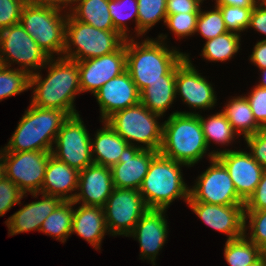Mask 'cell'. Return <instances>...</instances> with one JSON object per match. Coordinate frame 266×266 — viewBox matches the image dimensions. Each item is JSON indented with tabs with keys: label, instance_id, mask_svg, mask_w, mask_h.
Segmentation results:
<instances>
[{
	"label": "cell",
	"instance_id": "obj_51",
	"mask_svg": "<svg viewBox=\"0 0 266 266\" xmlns=\"http://www.w3.org/2000/svg\"><path fill=\"white\" fill-rule=\"evenodd\" d=\"M260 72L262 73V79L261 82H259L260 84H258L257 86L261 87V88H265L266 89V68L260 70Z\"/></svg>",
	"mask_w": 266,
	"mask_h": 266
},
{
	"label": "cell",
	"instance_id": "obj_17",
	"mask_svg": "<svg viewBox=\"0 0 266 266\" xmlns=\"http://www.w3.org/2000/svg\"><path fill=\"white\" fill-rule=\"evenodd\" d=\"M158 153L135 144L128 145L121 153L119 163L110 168L114 187L139 190L152 159Z\"/></svg>",
	"mask_w": 266,
	"mask_h": 266
},
{
	"label": "cell",
	"instance_id": "obj_32",
	"mask_svg": "<svg viewBox=\"0 0 266 266\" xmlns=\"http://www.w3.org/2000/svg\"><path fill=\"white\" fill-rule=\"evenodd\" d=\"M198 115L208 147L211 140H213V142L215 141V144L217 143L221 145H228L233 142L237 134L234 132L230 122L222 111L215 113L212 116H208L207 119L200 114Z\"/></svg>",
	"mask_w": 266,
	"mask_h": 266
},
{
	"label": "cell",
	"instance_id": "obj_19",
	"mask_svg": "<svg viewBox=\"0 0 266 266\" xmlns=\"http://www.w3.org/2000/svg\"><path fill=\"white\" fill-rule=\"evenodd\" d=\"M192 211L208 226L227 235V240L244 235V205H216L187 202Z\"/></svg>",
	"mask_w": 266,
	"mask_h": 266
},
{
	"label": "cell",
	"instance_id": "obj_45",
	"mask_svg": "<svg viewBox=\"0 0 266 266\" xmlns=\"http://www.w3.org/2000/svg\"><path fill=\"white\" fill-rule=\"evenodd\" d=\"M204 0H166L167 14L199 13Z\"/></svg>",
	"mask_w": 266,
	"mask_h": 266
},
{
	"label": "cell",
	"instance_id": "obj_9",
	"mask_svg": "<svg viewBox=\"0 0 266 266\" xmlns=\"http://www.w3.org/2000/svg\"><path fill=\"white\" fill-rule=\"evenodd\" d=\"M49 59L20 23L0 31V60L3 66L11 67L15 62L21 70L32 74L37 69L46 68Z\"/></svg>",
	"mask_w": 266,
	"mask_h": 266
},
{
	"label": "cell",
	"instance_id": "obj_5",
	"mask_svg": "<svg viewBox=\"0 0 266 266\" xmlns=\"http://www.w3.org/2000/svg\"><path fill=\"white\" fill-rule=\"evenodd\" d=\"M160 152L152 159L139 192L149 209H167L176 198L189 200V188L183 180L181 166Z\"/></svg>",
	"mask_w": 266,
	"mask_h": 266
},
{
	"label": "cell",
	"instance_id": "obj_14",
	"mask_svg": "<svg viewBox=\"0 0 266 266\" xmlns=\"http://www.w3.org/2000/svg\"><path fill=\"white\" fill-rule=\"evenodd\" d=\"M210 159L217 157L226 167L237 194L246 202L255 192L264 168L252 157L250 152L241 150H219L207 154Z\"/></svg>",
	"mask_w": 266,
	"mask_h": 266
},
{
	"label": "cell",
	"instance_id": "obj_35",
	"mask_svg": "<svg viewBox=\"0 0 266 266\" xmlns=\"http://www.w3.org/2000/svg\"><path fill=\"white\" fill-rule=\"evenodd\" d=\"M109 13L113 21L114 28L125 38H131L128 36L126 26V20L135 19L136 32H137V21H138V4L137 0H109L108 3Z\"/></svg>",
	"mask_w": 266,
	"mask_h": 266
},
{
	"label": "cell",
	"instance_id": "obj_8",
	"mask_svg": "<svg viewBox=\"0 0 266 266\" xmlns=\"http://www.w3.org/2000/svg\"><path fill=\"white\" fill-rule=\"evenodd\" d=\"M160 117L140 102L114 113L106 122L129 145L135 141L143 144L139 145L142 149L159 152L163 139V124L157 121Z\"/></svg>",
	"mask_w": 266,
	"mask_h": 266
},
{
	"label": "cell",
	"instance_id": "obj_31",
	"mask_svg": "<svg viewBox=\"0 0 266 266\" xmlns=\"http://www.w3.org/2000/svg\"><path fill=\"white\" fill-rule=\"evenodd\" d=\"M240 34L225 32L206 40L201 55L208 61L230 60L240 49Z\"/></svg>",
	"mask_w": 266,
	"mask_h": 266
},
{
	"label": "cell",
	"instance_id": "obj_26",
	"mask_svg": "<svg viewBox=\"0 0 266 266\" xmlns=\"http://www.w3.org/2000/svg\"><path fill=\"white\" fill-rule=\"evenodd\" d=\"M176 65L164 76L140 92V102L152 113L163 116L176 98Z\"/></svg>",
	"mask_w": 266,
	"mask_h": 266
},
{
	"label": "cell",
	"instance_id": "obj_7",
	"mask_svg": "<svg viewBox=\"0 0 266 266\" xmlns=\"http://www.w3.org/2000/svg\"><path fill=\"white\" fill-rule=\"evenodd\" d=\"M60 12L55 8L30 3L24 5L20 17L21 26L50 58H54V53L62 57L65 47L68 14L63 16Z\"/></svg>",
	"mask_w": 266,
	"mask_h": 266
},
{
	"label": "cell",
	"instance_id": "obj_16",
	"mask_svg": "<svg viewBox=\"0 0 266 266\" xmlns=\"http://www.w3.org/2000/svg\"><path fill=\"white\" fill-rule=\"evenodd\" d=\"M175 93L194 109H211L216 104V95L211 83L195 69L189 57L176 64Z\"/></svg>",
	"mask_w": 266,
	"mask_h": 266
},
{
	"label": "cell",
	"instance_id": "obj_2",
	"mask_svg": "<svg viewBox=\"0 0 266 266\" xmlns=\"http://www.w3.org/2000/svg\"><path fill=\"white\" fill-rule=\"evenodd\" d=\"M166 38V35L161 34L158 40L146 38L141 43L135 42L132 37L125 40L126 70L139 92L153 82L164 81V76L184 56L189 57L186 53L165 46L163 40Z\"/></svg>",
	"mask_w": 266,
	"mask_h": 266
},
{
	"label": "cell",
	"instance_id": "obj_20",
	"mask_svg": "<svg viewBox=\"0 0 266 266\" xmlns=\"http://www.w3.org/2000/svg\"><path fill=\"white\" fill-rule=\"evenodd\" d=\"M166 209H149L135 225L128 237L133 236L140 244L141 259L151 260L156 265V256L164 246L168 235Z\"/></svg>",
	"mask_w": 266,
	"mask_h": 266
},
{
	"label": "cell",
	"instance_id": "obj_48",
	"mask_svg": "<svg viewBox=\"0 0 266 266\" xmlns=\"http://www.w3.org/2000/svg\"><path fill=\"white\" fill-rule=\"evenodd\" d=\"M34 4L51 7L62 11L63 8H67L71 11L72 5L68 0H36Z\"/></svg>",
	"mask_w": 266,
	"mask_h": 266
},
{
	"label": "cell",
	"instance_id": "obj_4",
	"mask_svg": "<svg viewBox=\"0 0 266 266\" xmlns=\"http://www.w3.org/2000/svg\"><path fill=\"white\" fill-rule=\"evenodd\" d=\"M69 116L62 110L30 104L4 151H52L57 134Z\"/></svg>",
	"mask_w": 266,
	"mask_h": 266
},
{
	"label": "cell",
	"instance_id": "obj_43",
	"mask_svg": "<svg viewBox=\"0 0 266 266\" xmlns=\"http://www.w3.org/2000/svg\"><path fill=\"white\" fill-rule=\"evenodd\" d=\"M253 159L266 170V127L244 139Z\"/></svg>",
	"mask_w": 266,
	"mask_h": 266
},
{
	"label": "cell",
	"instance_id": "obj_23",
	"mask_svg": "<svg viewBox=\"0 0 266 266\" xmlns=\"http://www.w3.org/2000/svg\"><path fill=\"white\" fill-rule=\"evenodd\" d=\"M78 179V170L69 167L51 154L45 169L40 194L57 196L63 201H73L77 192L71 195L69 192L78 188Z\"/></svg>",
	"mask_w": 266,
	"mask_h": 266
},
{
	"label": "cell",
	"instance_id": "obj_21",
	"mask_svg": "<svg viewBox=\"0 0 266 266\" xmlns=\"http://www.w3.org/2000/svg\"><path fill=\"white\" fill-rule=\"evenodd\" d=\"M114 188L111 169L92 163L84 170L79 171L77 189L80 192L76 193L73 202L74 204L82 203L86 206L103 207Z\"/></svg>",
	"mask_w": 266,
	"mask_h": 266
},
{
	"label": "cell",
	"instance_id": "obj_10",
	"mask_svg": "<svg viewBox=\"0 0 266 266\" xmlns=\"http://www.w3.org/2000/svg\"><path fill=\"white\" fill-rule=\"evenodd\" d=\"M148 210L139 190L114 188L103 206L108 234L128 237Z\"/></svg>",
	"mask_w": 266,
	"mask_h": 266
},
{
	"label": "cell",
	"instance_id": "obj_56",
	"mask_svg": "<svg viewBox=\"0 0 266 266\" xmlns=\"http://www.w3.org/2000/svg\"><path fill=\"white\" fill-rule=\"evenodd\" d=\"M258 2H266V0H257Z\"/></svg>",
	"mask_w": 266,
	"mask_h": 266
},
{
	"label": "cell",
	"instance_id": "obj_28",
	"mask_svg": "<svg viewBox=\"0 0 266 266\" xmlns=\"http://www.w3.org/2000/svg\"><path fill=\"white\" fill-rule=\"evenodd\" d=\"M78 3V4H77ZM109 0H78L70 14L83 23L105 31H117L114 28L108 8Z\"/></svg>",
	"mask_w": 266,
	"mask_h": 266
},
{
	"label": "cell",
	"instance_id": "obj_55",
	"mask_svg": "<svg viewBox=\"0 0 266 266\" xmlns=\"http://www.w3.org/2000/svg\"><path fill=\"white\" fill-rule=\"evenodd\" d=\"M70 3H71V5L72 4H74V2L76 3L78 0H68Z\"/></svg>",
	"mask_w": 266,
	"mask_h": 266
},
{
	"label": "cell",
	"instance_id": "obj_15",
	"mask_svg": "<svg viewBox=\"0 0 266 266\" xmlns=\"http://www.w3.org/2000/svg\"><path fill=\"white\" fill-rule=\"evenodd\" d=\"M81 92L93 95L110 79L126 71V47L124 44L114 52L77 62Z\"/></svg>",
	"mask_w": 266,
	"mask_h": 266
},
{
	"label": "cell",
	"instance_id": "obj_3",
	"mask_svg": "<svg viewBox=\"0 0 266 266\" xmlns=\"http://www.w3.org/2000/svg\"><path fill=\"white\" fill-rule=\"evenodd\" d=\"M198 113L173 112L163 123L160 153L187 167L194 166L207 153Z\"/></svg>",
	"mask_w": 266,
	"mask_h": 266
},
{
	"label": "cell",
	"instance_id": "obj_41",
	"mask_svg": "<svg viewBox=\"0 0 266 266\" xmlns=\"http://www.w3.org/2000/svg\"><path fill=\"white\" fill-rule=\"evenodd\" d=\"M24 5L21 0H0V31L20 22Z\"/></svg>",
	"mask_w": 266,
	"mask_h": 266
},
{
	"label": "cell",
	"instance_id": "obj_47",
	"mask_svg": "<svg viewBox=\"0 0 266 266\" xmlns=\"http://www.w3.org/2000/svg\"><path fill=\"white\" fill-rule=\"evenodd\" d=\"M250 61L260 70L266 68V40H261L255 44L250 55Z\"/></svg>",
	"mask_w": 266,
	"mask_h": 266
},
{
	"label": "cell",
	"instance_id": "obj_37",
	"mask_svg": "<svg viewBox=\"0 0 266 266\" xmlns=\"http://www.w3.org/2000/svg\"><path fill=\"white\" fill-rule=\"evenodd\" d=\"M228 32L239 34L248 29L254 7L218 6Z\"/></svg>",
	"mask_w": 266,
	"mask_h": 266
},
{
	"label": "cell",
	"instance_id": "obj_49",
	"mask_svg": "<svg viewBox=\"0 0 266 266\" xmlns=\"http://www.w3.org/2000/svg\"><path fill=\"white\" fill-rule=\"evenodd\" d=\"M216 6L255 7L257 0H215Z\"/></svg>",
	"mask_w": 266,
	"mask_h": 266
},
{
	"label": "cell",
	"instance_id": "obj_29",
	"mask_svg": "<svg viewBox=\"0 0 266 266\" xmlns=\"http://www.w3.org/2000/svg\"><path fill=\"white\" fill-rule=\"evenodd\" d=\"M73 206V201H62L42 223L40 231L64 243L72 234Z\"/></svg>",
	"mask_w": 266,
	"mask_h": 266
},
{
	"label": "cell",
	"instance_id": "obj_40",
	"mask_svg": "<svg viewBox=\"0 0 266 266\" xmlns=\"http://www.w3.org/2000/svg\"><path fill=\"white\" fill-rule=\"evenodd\" d=\"M26 196L17 185L7 178L0 181V216L11 209L15 204H21V199Z\"/></svg>",
	"mask_w": 266,
	"mask_h": 266
},
{
	"label": "cell",
	"instance_id": "obj_12",
	"mask_svg": "<svg viewBox=\"0 0 266 266\" xmlns=\"http://www.w3.org/2000/svg\"><path fill=\"white\" fill-rule=\"evenodd\" d=\"M210 167L189 188L188 202H204L216 205H245L237 194L233 181L224 164L217 158L209 159Z\"/></svg>",
	"mask_w": 266,
	"mask_h": 266
},
{
	"label": "cell",
	"instance_id": "obj_38",
	"mask_svg": "<svg viewBox=\"0 0 266 266\" xmlns=\"http://www.w3.org/2000/svg\"><path fill=\"white\" fill-rule=\"evenodd\" d=\"M247 219L251 230L247 238L263 250L266 247V210H244V228Z\"/></svg>",
	"mask_w": 266,
	"mask_h": 266
},
{
	"label": "cell",
	"instance_id": "obj_1",
	"mask_svg": "<svg viewBox=\"0 0 266 266\" xmlns=\"http://www.w3.org/2000/svg\"><path fill=\"white\" fill-rule=\"evenodd\" d=\"M57 58L47 61L48 74L45 79H42L40 72L30 74V88H34L31 105L59 109L68 116L79 114L74 105L76 95L82 93L77 62L64 57Z\"/></svg>",
	"mask_w": 266,
	"mask_h": 266
},
{
	"label": "cell",
	"instance_id": "obj_44",
	"mask_svg": "<svg viewBox=\"0 0 266 266\" xmlns=\"http://www.w3.org/2000/svg\"><path fill=\"white\" fill-rule=\"evenodd\" d=\"M244 208V210H266V170H264L255 192L245 202Z\"/></svg>",
	"mask_w": 266,
	"mask_h": 266
},
{
	"label": "cell",
	"instance_id": "obj_13",
	"mask_svg": "<svg viewBox=\"0 0 266 266\" xmlns=\"http://www.w3.org/2000/svg\"><path fill=\"white\" fill-rule=\"evenodd\" d=\"M52 151H4L5 177L26 194L37 197L43 185L45 169Z\"/></svg>",
	"mask_w": 266,
	"mask_h": 266
},
{
	"label": "cell",
	"instance_id": "obj_42",
	"mask_svg": "<svg viewBox=\"0 0 266 266\" xmlns=\"http://www.w3.org/2000/svg\"><path fill=\"white\" fill-rule=\"evenodd\" d=\"M250 104L256 122L262 127H266V89L259 86L245 96Z\"/></svg>",
	"mask_w": 266,
	"mask_h": 266
},
{
	"label": "cell",
	"instance_id": "obj_22",
	"mask_svg": "<svg viewBox=\"0 0 266 266\" xmlns=\"http://www.w3.org/2000/svg\"><path fill=\"white\" fill-rule=\"evenodd\" d=\"M41 197L42 200L24 205L5 221L10 236L34 230L40 232L42 223L63 201L57 196L42 194Z\"/></svg>",
	"mask_w": 266,
	"mask_h": 266
},
{
	"label": "cell",
	"instance_id": "obj_27",
	"mask_svg": "<svg viewBox=\"0 0 266 266\" xmlns=\"http://www.w3.org/2000/svg\"><path fill=\"white\" fill-rule=\"evenodd\" d=\"M234 132L244 137L252 136L262 127L256 122L250 104L244 96L233 97L222 110Z\"/></svg>",
	"mask_w": 266,
	"mask_h": 266
},
{
	"label": "cell",
	"instance_id": "obj_50",
	"mask_svg": "<svg viewBox=\"0 0 266 266\" xmlns=\"http://www.w3.org/2000/svg\"><path fill=\"white\" fill-rule=\"evenodd\" d=\"M5 177V165H4V150L3 148L0 150V181H2Z\"/></svg>",
	"mask_w": 266,
	"mask_h": 266
},
{
	"label": "cell",
	"instance_id": "obj_54",
	"mask_svg": "<svg viewBox=\"0 0 266 266\" xmlns=\"http://www.w3.org/2000/svg\"><path fill=\"white\" fill-rule=\"evenodd\" d=\"M262 254H263L264 258L266 259V247L262 250Z\"/></svg>",
	"mask_w": 266,
	"mask_h": 266
},
{
	"label": "cell",
	"instance_id": "obj_52",
	"mask_svg": "<svg viewBox=\"0 0 266 266\" xmlns=\"http://www.w3.org/2000/svg\"><path fill=\"white\" fill-rule=\"evenodd\" d=\"M249 266H266V259L262 255L255 263H253Z\"/></svg>",
	"mask_w": 266,
	"mask_h": 266
},
{
	"label": "cell",
	"instance_id": "obj_25",
	"mask_svg": "<svg viewBox=\"0 0 266 266\" xmlns=\"http://www.w3.org/2000/svg\"><path fill=\"white\" fill-rule=\"evenodd\" d=\"M103 123L104 127L91 139L92 159L95 164L111 168L119 163L121 153L129 144L106 121Z\"/></svg>",
	"mask_w": 266,
	"mask_h": 266
},
{
	"label": "cell",
	"instance_id": "obj_30",
	"mask_svg": "<svg viewBox=\"0 0 266 266\" xmlns=\"http://www.w3.org/2000/svg\"><path fill=\"white\" fill-rule=\"evenodd\" d=\"M246 231L244 228L242 237L225 243L224 256L230 266H249L263 255L262 250L247 238Z\"/></svg>",
	"mask_w": 266,
	"mask_h": 266
},
{
	"label": "cell",
	"instance_id": "obj_33",
	"mask_svg": "<svg viewBox=\"0 0 266 266\" xmlns=\"http://www.w3.org/2000/svg\"><path fill=\"white\" fill-rule=\"evenodd\" d=\"M138 4V21L137 35L147 33L157 22L162 19L166 22V0H137Z\"/></svg>",
	"mask_w": 266,
	"mask_h": 266
},
{
	"label": "cell",
	"instance_id": "obj_46",
	"mask_svg": "<svg viewBox=\"0 0 266 266\" xmlns=\"http://www.w3.org/2000/svg\"><path fill=\"white\" fill-rule=\"evenodd\" d=\"M248 28L266 35V2H258L253 8Z\"/></svg>",
	"mask_w": 266,
	"mask_h": 266
},
{
	"label": "cell",
	"instance_id": "obj_18",
	"mask_svg": "<svg viewBox=\"0 0 266 266\" xmlns=\"http://www.w3.org/2000/svg\"><path fill=\"white\" fill-rule=\"evenodd\" d=\"M94 96L100 106L102 122L114 113L140 103V92L127 70L110 79Z\"/></svg>",
	"mask_w": 266,
	"mask_h": 266
},
{
	"label": "cell",
	"instance_id": "obj_24",
	"mask_svg": "<svg viewBox=\"0 0 266 266\" xmlns=\"http://www.w3.org/2000/svg\"><path fill=\"white\" fill-rule=\"evenodd\" d=\"M73 232L99 250L105 233H108L103 207L81 204L74 210Z\"/></svg>",
	"mask_w": 266,
	"mask_h": 266
},
{
	"label": "cell",
	"instance_id": "obj_39",
	"mask_svg": "<svg viewBox=\"0 0 266 266\" xmlns=\"http://www.w3.org/2000/svg\"><path fill=\"white\" fill-rule=\"evenodd\" d=\"M199 13L167 14L165 25L177 37H186L195 34Z\"/></svg>",
	"mask_w": 266,
	"mask_h": 266
},
{
	"label": "cell",
	"instance_id": "obj_11",
	"mask_svg": "<svg viewBox=\"0 0 266 266\" xmlns=\"http://www.w3.org/2000/svg\"><path fill=\"white\" fill-rule=\"evenodd\" d=\"M79 114L69 116L61 126L52 155L78 171L91 165V138Z\"/></svg>",
	"mask_w": 266,
	"mask_h": 266
},
{
	"label": "cell",
	"instance_id": "obj_6",
	"mask_svg": "<svg viewBox=\"0 0 266 266\" xmlns=\"http://www.w3.org/2000/svg\"><path fill=\"white\" fill-rule=\"evenodd\" d=\"M65 13H68V18L65 26L64 58L78 62L100 57L117 51L126 40L118 31L95 28L76 20L69 12Z\"/></svg>",
	"mask_w": 266,
	"mask_h": 266
},
{
	"label": "cell",
	"instance_id": "obj_36",
	"mask_svg": "<svg viewBox=\"0 0 266 266\" xmlns=\"http://www.w3.org/2000/svg\"><path fill=\"white\" fill-rule=\"evenodd\" d=\"M195 32H199L205 40L213 39L228 32L218 6L215 5L214 10L206 12L200 9Z\"/></svg>",
	"mask_w": 266,
	"mask_h": 266
},
{
	"label": "cell",
	"instance_id": "obj_34",
	"mask_svg": "<svg viewBox=\"0 0 266 266\" xmlns=\"http://www.w3.org/2000/svg\"><path fill=\"white\" fill-rule=\"evenodd\" d=\"M30 88V74L20 68L0 66V101Z\"/></svg>",
	"mask_w": 266,
	"mask_h": 266
},
{
	"label": "cell",
	"instance_id": "obj_53",
	"mask_svg": "<svg viewBox=\"0 0 266 266\" xmlns=\"http://www.w3.org/2000/svg\"><path fill=\"white\" fill-rule=\"evenodd\" d=\"M23 1L25 4H30V3H35L36 0H21Z\"/></svg>",
	"mask_w": 266,
	"mask_h": 266
}]
</instances>
